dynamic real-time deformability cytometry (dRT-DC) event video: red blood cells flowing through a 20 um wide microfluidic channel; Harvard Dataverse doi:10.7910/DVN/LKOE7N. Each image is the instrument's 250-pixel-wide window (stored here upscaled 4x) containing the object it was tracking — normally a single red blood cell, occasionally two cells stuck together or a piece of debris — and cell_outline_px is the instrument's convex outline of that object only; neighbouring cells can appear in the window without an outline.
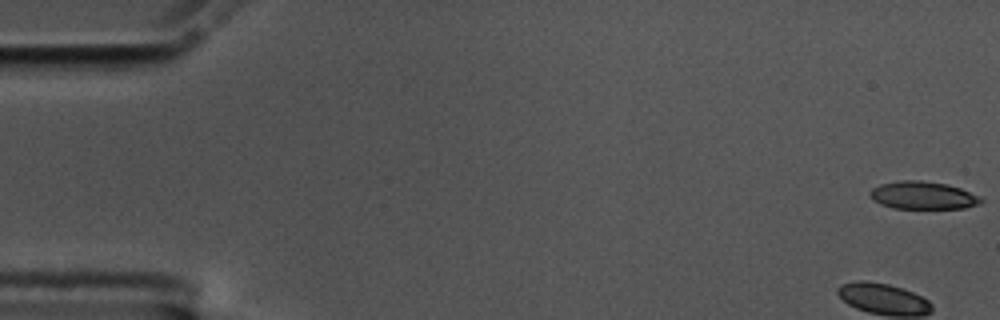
{"species": "common noctule bat (a hibernating species)", "species_latin": "Nyctalus noctula", "temperature_condition": "cold", "stored_images_in_passage": 57, "camera_frame_rate_fps": 3000, "um_per_image_px": 0.085, "animal": {"sex": "male", "body_mass_g": 17.5, "forearm_length_mm": 52.3}, "frame": {"image": 1, "passage_image": 1, "time_ms": 0.0, "image_size_px": [1000, 320], "cell_outline_px": [[984, 200], [980, 204], [964, 208], [892, 208], [880, 204], [872, 200], [868, 196], [868, 192], [872, 188], [880, 184], [900, 180], [920, 180], [948, 184], [960, 188], [980, 196]], "centroid_in_image_um": [78.42, 16.6], "position_along_channel_um": 6.6, "area_um2": 18.15}}